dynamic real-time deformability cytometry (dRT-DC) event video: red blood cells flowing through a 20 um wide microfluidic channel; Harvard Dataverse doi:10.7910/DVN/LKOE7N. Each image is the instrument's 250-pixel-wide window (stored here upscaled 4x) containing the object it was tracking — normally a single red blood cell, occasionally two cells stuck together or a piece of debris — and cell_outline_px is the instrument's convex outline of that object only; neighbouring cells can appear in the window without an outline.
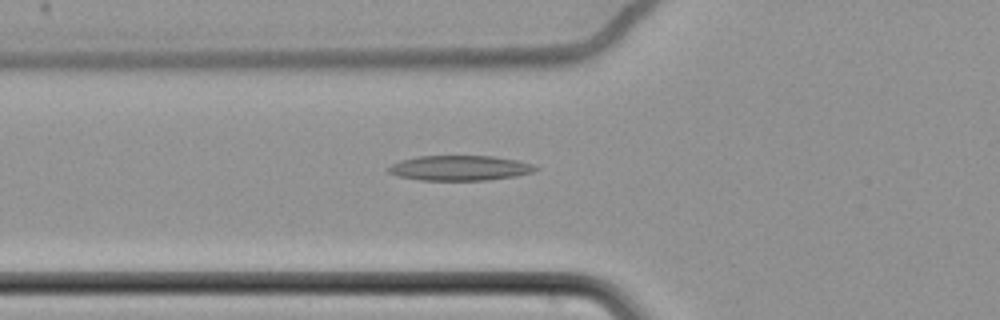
{"species": "common noctule bat (a hibernating species)", "species_latin": "Nyctalus noctula", "temperature_condition": "cold", "stored_images_in_passage": 48, "camera_frame_rate_fps": 3000, "um_per_image_px": 0.085, "animal": {"sex": "female", "body_mass_g": 22.7, "forearm_length_mm": 54.2}, "frame": {"image": 1, "passage_image": 11, "time_ms": 3.333, "image_size_px": [1000, 320], "cell_outline_px": [[540, 168], [532, 172], [516, 176], [488, 180], [420, 180], [396, 176], [388, 172], [384, 168], [400, 160], [416, 156], [492, 156], [516, 160], [536, 164]], "centroid_in_image_um": [39.06, 14.28], "position_along_channel_um": 86.7, "area_um2": 21.73}}
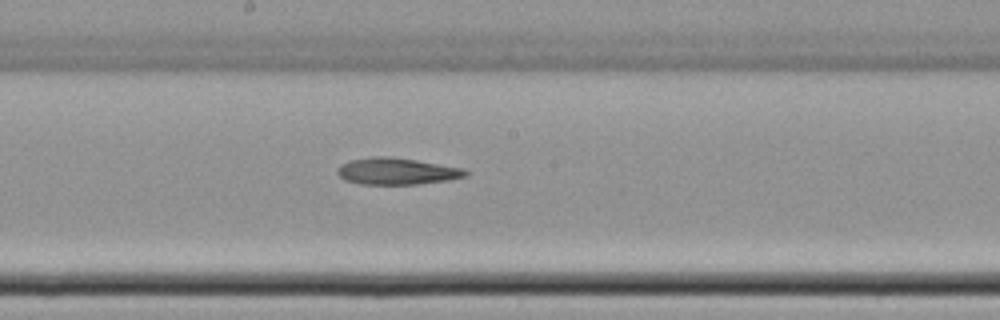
{"frame": {"image": 2, "passage_image": 22, "time_ms": 7.0, "image_size_px": [1000, 320], "cell_outline_px": [[468, 176], [448, 180], [416, 184], [360, 184], [344, 180], [336, 172], [336, 168], [340, 164], [348, 160], [372, 156], [388, 156], [416, 160], [464, 168], [468, 172]], "centroid_in_image_um": [33.69, 14.55], "position_along_channel_um": 214.5, "area_um2": 20.11}}
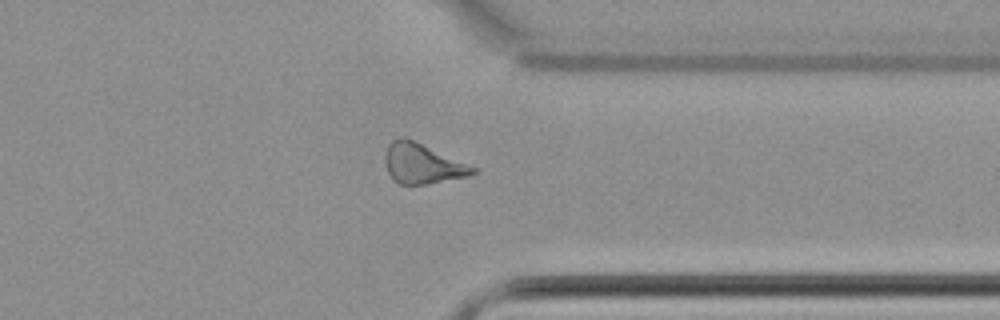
{"frame": {"image": 3, "passage_image": 36, "time_ms": 11.667, "image_size_px": [1000, 320], "cell_outline_px": [[480, 168], [476, 172], [468, 176], [428, 184], [400, 184], [392, 180], [388, 172], [384, 160], [384, 156], [388, 144], [392, 140], [400, 136], [404, 136]], "centroid_in_image_um": [35.91, 13.9], "position_along_channel_um": 375.5, "area_um2": 20.81}}